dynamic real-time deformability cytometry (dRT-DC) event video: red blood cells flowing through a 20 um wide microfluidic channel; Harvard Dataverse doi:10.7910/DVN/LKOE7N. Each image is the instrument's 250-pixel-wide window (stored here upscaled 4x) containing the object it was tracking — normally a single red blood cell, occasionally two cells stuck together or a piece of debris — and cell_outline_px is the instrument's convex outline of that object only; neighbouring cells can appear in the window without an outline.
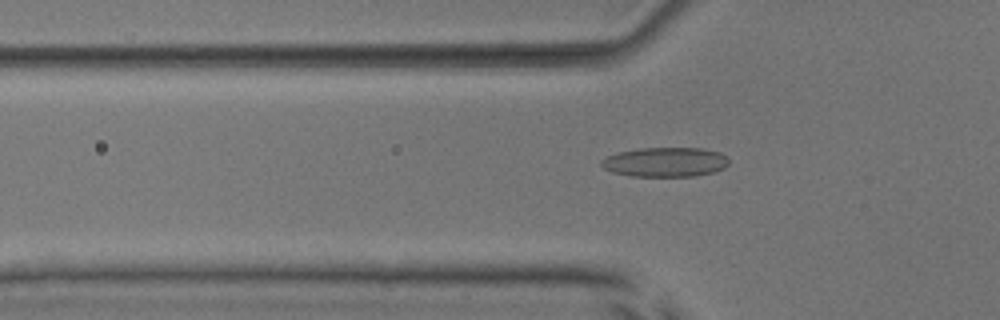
{"species": "common noctule bat (a hibernating species)", "species_latin": "Nyctalus noctula", "temperature_condition": "room temperature", "stored_images_in_passage": 42, "camera_frame_rate_fps": 3000, "um_per_image_px": 0.085, "animal": {"sex": "male", "body_mass_g": 17.9, "forearm_length_mm": 54.2}, "frame": {"image": 1, "passage_image": 8, "time_ms": 2.333, "image_size_px": [1000, 320], "cell_outline_px": [[728, 164], [724, 168], [716, 172], [696, 176], [632, 176], [612, 172], [604, 168], [600, 164], [600, 160], [616, 152], [640, 148], [704, 148], [720, 152], [728, 156]], "centroid_in_image_um": [56.57, 13.77], "position_along_channel_um": 69.2, "area_um2": 22.2}}
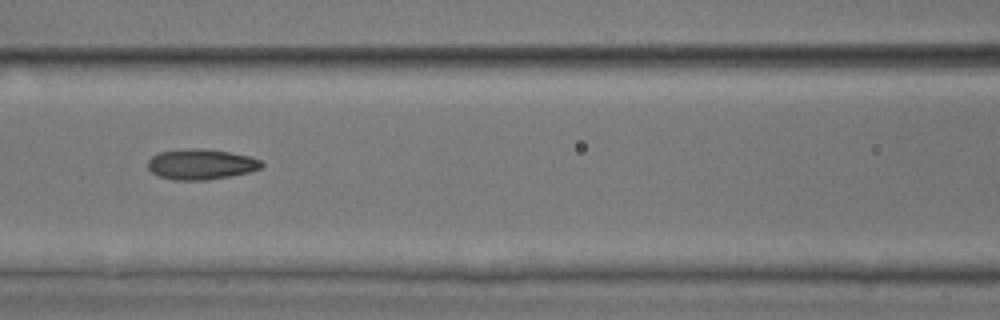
{"frame": {"image": 2, "passage_image": 14, "time_ms": 4.333, "image_size_px": [1000, 320], "cell_outline_px": [[264, 164], [260, 168], [248, 172], [208, 180], [176, 180], [160, 176], [152, 172], [148, 168], [148, 160], [152, 156], [160, 152], [192, 148], [200, 148], [228, 152], [248, 156], [260, 160]], "centroid_in_image_um": [17.07, 13.96], "position_along_channel_um": 149.5, "area_um2": 19.88}}
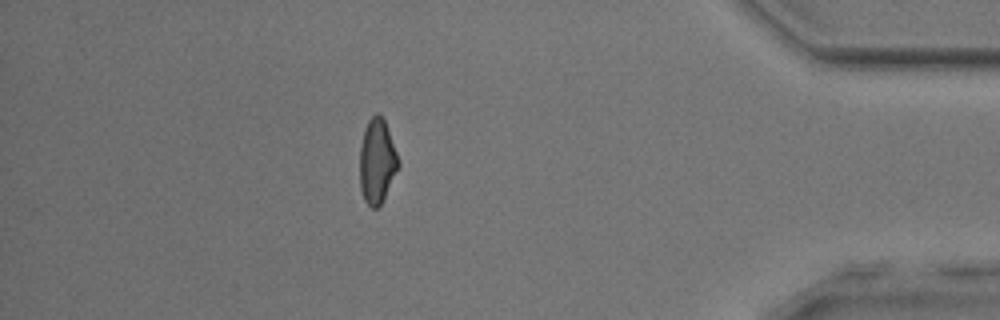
{"frame": {"image": 3, "passage_image": 36, "time_ms": 11.667, "image_size_px": [1000, 320], "cell_outline_px": [[400, 164], [380, 204], [376, 208], [372, 208], [364, 200], [360, 188], [360, 148], [364, 128], [368, 120], [376, 112], [384, 120], [400, 160]], "centroid_in_image_um": [32.04, 13.69], "position_along_channel_um": 403.2, "area_um2": 18.79}, "authors_computed_cell_mechanics": {"area_um2": 19.5942, "velocity_mm_per_s": 4.0201, "shape_relaxation_time_tau1_ms": 5.9446, "shape_relaxation_time_tau2_ms": 3.2105, "deformation_change_tau1": 0.1639, "deformation_change_tau2": 0.1002}}